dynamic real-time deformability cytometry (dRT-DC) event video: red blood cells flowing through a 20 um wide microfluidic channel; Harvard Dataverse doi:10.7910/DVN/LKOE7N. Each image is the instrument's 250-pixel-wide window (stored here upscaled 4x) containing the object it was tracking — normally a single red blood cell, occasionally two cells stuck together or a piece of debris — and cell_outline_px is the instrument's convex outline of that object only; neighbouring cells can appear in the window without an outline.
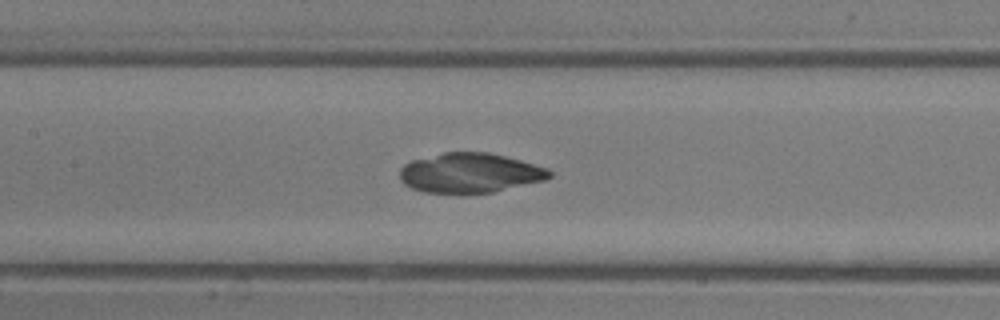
{"species": "common noctule bat (a hibernating species)", "species_latin": "Nyctalus noctula", "temperature_condition": "room temperature", "stored_images_in_passage": 26, "camera_frame_rate_fps": 3000, "um_per_image_px": 0.085, "animal": {"sex": "male", "body_mass_g": 13.3}, "frame": {"image": 1, "passage_image": 9, "time_ms": 2.667, "image_size_px": [1000, 320], "cell_outline_px": [[552, 176], [544, 180], [492, 192], [424, 192], [412, 188], [404, 184], [400, 180], [400, 168], [404, 164], [412, 160], [444, 152], [488, 152], [520, 160], [548, 168], [552, 172]], "centroid_in_image_um": [39.93, 14.68], "position_along_channel_um": 167.5, "area_um2": 34.28}}
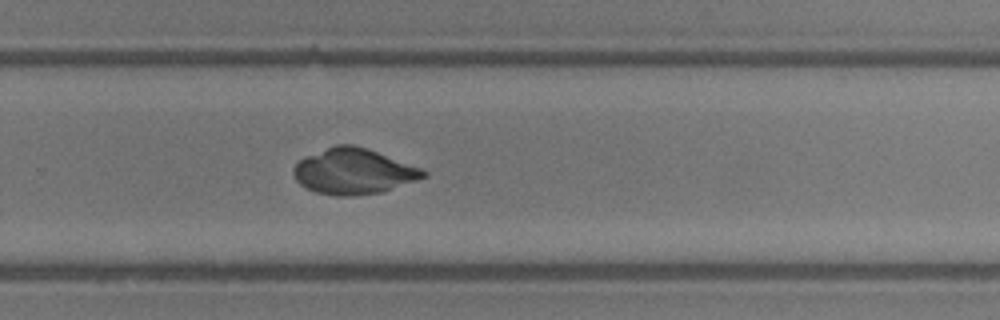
{"frame": {"image": 2, "passage_image": 17, "time_ms": 5.333, "image_size_px": [1000, 320], "cell_outline_px": [[428, 176], [380, 192], [352, 196], [336, 196], [316, 192], [304, 188], [296, 180], [292, 172], [292, 168], [304, 156], [336, 144], [352, 144], [368, 148], [420, 168], [428, 172]], "centroid_in_image_um": [30.01, 14.56], "position_along_channel_um": 299.8, "area_um2": 34.51}}
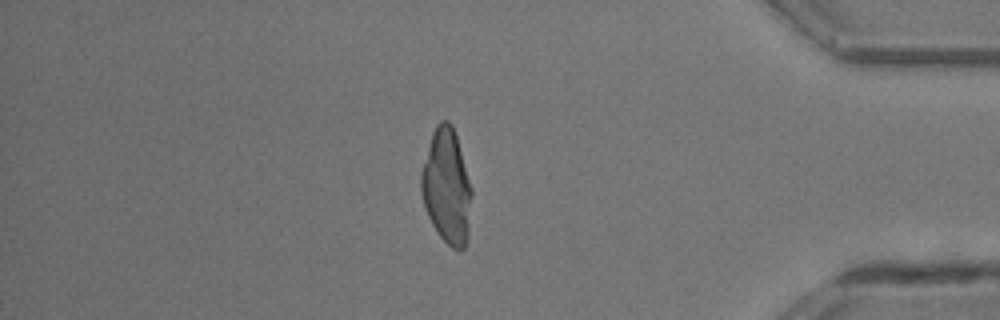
{"frame": {"image": 3, "passage_image": 25, "time_ms": 8.0, "image_size_px": [1000, 320], "cell_outline_px": [[472, 196], [468, 236], [464, 248], [460, 252], [456, 252], [440, 236], [432, 224], [424, 208], [420, 192], [420, 172], [432, 132], [436, 124], [440, 120], [448, 120], [452, 124], [456, 136], [472, 188]], "centroid_in_image_um": [37.96, 15.87], "position_along_channel_um": 397.2, "area_um2": 34.16}}